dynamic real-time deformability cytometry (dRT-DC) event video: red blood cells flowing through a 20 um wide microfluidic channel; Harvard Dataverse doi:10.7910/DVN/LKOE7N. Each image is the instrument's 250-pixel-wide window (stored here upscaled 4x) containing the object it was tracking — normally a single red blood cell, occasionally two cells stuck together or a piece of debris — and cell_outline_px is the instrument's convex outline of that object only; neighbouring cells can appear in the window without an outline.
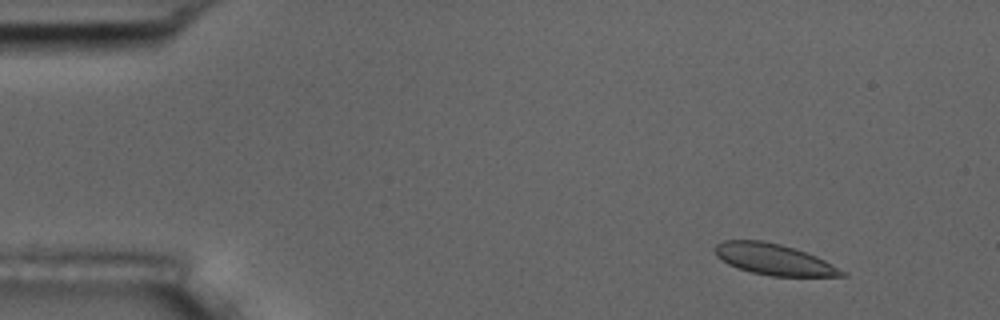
{"species": "common noctule bat (a hibernating species)", "species_latin": "Nyctalus noctula", "temperature_condition": "room temperature", "stored_images_in_passage": 6, "camera_frame_rate_fps": 3000, "um_per_image_px": 0.085, "animal": {"sex": "male", "body_mass_g": 17.5, "forearm_length_mm": 52.3}, "frame": {"image": 1, "passage_image": 2, "time_ms": 1.0, "image_size_px": [1000, 320], "cell_outline_px": [[848, 276], [772, 276], [752, 272], [736, 268], [728, 264], [716, 256], [716, 244], [724, 240], [764, 240], [780, 244], [816, 256], [848, 272]], "centroid_in_image_um": [65.79, 22.05], "position_along_channel_um": 19.2, "area_um2": 22.89}}
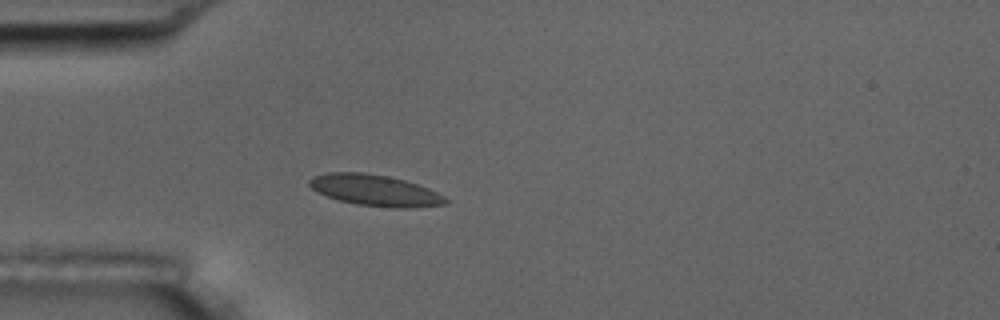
{"frame": {"image": 2, "passage_image": 5, "time_ms": 4.333, "image_size_px": [1000, 320], "cell_outline_px": [[448, 204], [412, 208], [392, 208], [356, 204], [340, 200], [316, 192], [308, 184], [308, 180], [312, 176], [328, 172], [364, 172], [388, 176], [404, 180], [428, 188], [444, 196], [448, 200]], "centroid_in_image_um": [31.87, 16.18], "position_along_channel_um": 53.1, "area_um2": 24.85}}